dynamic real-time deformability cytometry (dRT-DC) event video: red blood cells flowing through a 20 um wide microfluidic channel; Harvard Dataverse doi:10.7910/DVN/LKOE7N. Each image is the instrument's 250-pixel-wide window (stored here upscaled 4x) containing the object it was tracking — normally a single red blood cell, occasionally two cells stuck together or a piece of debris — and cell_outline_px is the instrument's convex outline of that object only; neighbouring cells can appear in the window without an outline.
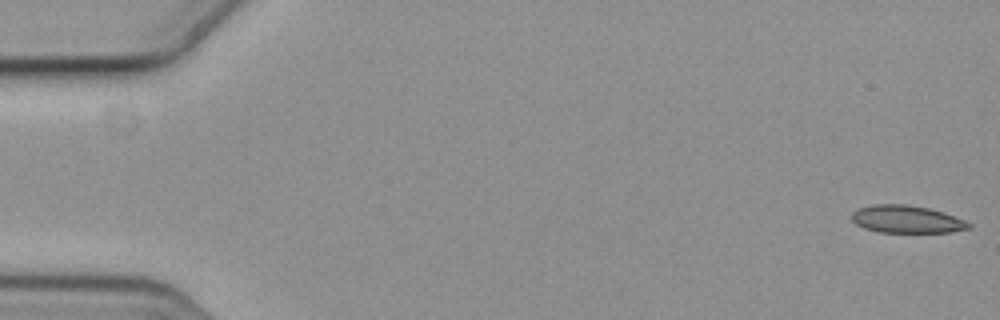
{"species": "common noctule bat (a hibernating species)", "species_latin": "Nyctalus noctula", "temperature_condition": "cold", "stored_images_in_passage": 11, "camera_frame_rate_fps": 3000, "um_per_image_px": 0.085, "animal": {"sex": "female", "body_mass_g": 19.3, "forearm_length_mm": 54.1}, "frame": {"image": 1, "passage_image": 1, "time_ms": 0.0, "image_size_px": [1000, 320], "cell_outline_px": [[972, 228], [952, 232], [880, 232], [864, 228], [856, 224], [852, 220], [852, 212], [856, 208], [872, 204], [908, 204], [928, 208], [944, 212], [964, 220], [972, 224]], "centroid_in_image_um": [77.06, 18.63], "position_along_channel_um": 7.9, "area_um2": 18.96}}
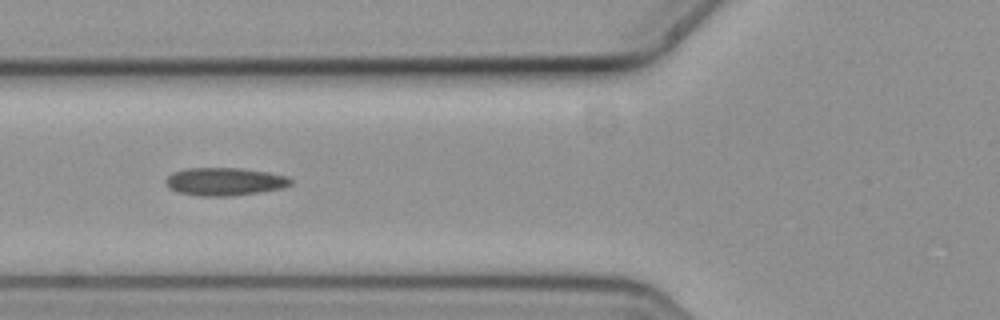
{"frame": {"image": 2, "passage_image": 6, "time_ms": 1.667, "image_size_px": [1000, 320], "cell_outline_px": [[292, 184], [284, 188], [260, 192], [232, 196], [200, 196], [180, 192], [168, 188], [164, 184], [164, 180], [172, 172], [184, 168], [244, 168], [268, 172], [288, 176], [292, 180]], "centroid_in_image_um": [19.1, 15.43], "position_along_channel_um": 106.7, "area_um2": 20.63}}
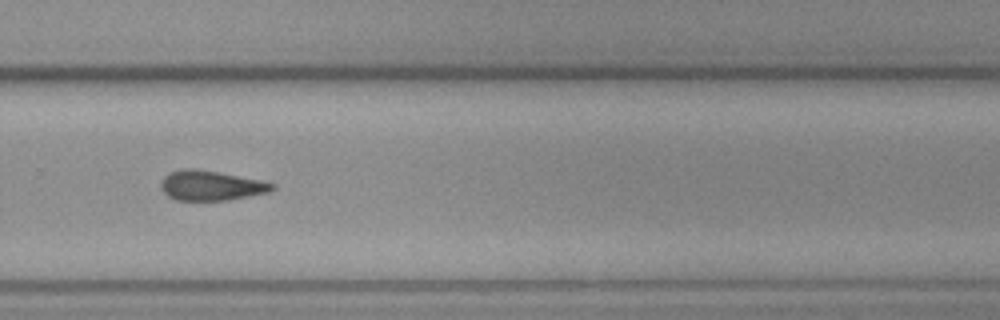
{"frame": {"image": 3, "passage_image": 11, "time_ms": 3.333, "image_size_px": [1000, 320], "cell_outline_px": [[276, 188], [268, 192], [228, 200], [176, 200], [168, 196], [160, 188], [160, 184], [164, 176], [168, 172], [184, 168], [196, 168], [260, 180], [276, 184]], "centroid_in_image_um": [17.9, 15.76], "position_along_channel_um": 311.9, "area_um2": 19.36}}